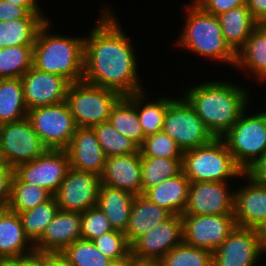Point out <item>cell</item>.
<instances>
[{"label":"cell","instance_id":"816d5d0a","mask_svg":"<svg viewBox=\"0 0 266 266\" xmlns=\"http://www.w3.org/2000/svg\"><path fill=\"white\" fill-rule=\"evenodd\" d=\"M0 266H22V257L2 258Z\"/></svg>","mask_w":266,"mask_h":266},{"label":"cell","instance_id":"83f0119b","mask_svg":"<svg viewBox=\"0 0 266 266\" xmlns=\"http://www.w3.org/2000/svg\"><path fill=\"white\" fill-rule=\"evenodd\" d=\"M147 94L146 90H143L133 95L125 96L137 110L138 119L145 137L162 131L167 106L174 99L171 96H159V98L156 97L155 100L152 99L149 102Z\"/></svg>","mask_w":266,"mask_h":266},{"label":"cell","instance_id":"ee69618b","mask_svg":"<svg viewBox=\"0 0 266 266\" xmlns=\"http://www.w3.org/2000/svg\"><path fill=\"white\" fill-rule=\"evenodd\" d=\"M13 175V168H0V209L8 207Z\"/></svg>","mask_w":266,"mask_h":266},{"label":"cell","instance_id":"60d3db41","mask_svg":"<svg viewBox=\"0 0 266 266\" xmlns=\"http://www.w3.org/2000/svg\"><path fill=\"white\" fill-rule=\"evenodd\" d=\"M113 230L111 223L97 206L81 213V239L93 241Z\"/></svg>","mask_w":266,"mask_h":266},{"label":"cell","instance_id":"7bdbcfd3","mask_svg":"<svg viewBox=\"0 0 266 266\" xmlns=\"http://www.w3.org/2000/svg\"><path fill=\"white\" fill-rule=\"evenodd\" d=\"M203 11L215 16L227 12L230 9L246 5V0H192Z\"/></svg>","mask_w":266,"mask_h":266},{"label":"cell","instance_id":"e0dca14e","mask_svg":"<svg viewBox=\"0 0 266 266\" xmlns=\"http://www.w3.org/2000/svg\"><path fill=\"white\" fill-rule=\"evenodd\" d=\"M28 110L65 101L70 82L64 77L32 66L20 77Z\"/></svg>","mask_w":266,"mask_h":266},{"label":"cell","instance_id":"ac0fdd59","mask_svg":"<svg viewBox=\"0 0 266 266\" xmlns=\"http://www.w3.org/2000/svg\"><path fill=\"white\" fill-rule=\"evenodd\" d=\"M244 177L248 183L234 190L233 215L238 227L255 229L266 220V186Z\"/></svg>","mask_w":266,"mask_h":266},{"label":"cell","instance_id":"7402d4cb","mask_svg":"<svg viewBox=\"0 0 266 266\" xmlns=\"http://www.w3.org/2000/svg\"><path fill=\"white\" fill-rule=\"evenodd\" d=\"M34 253V244L25 235L19 214L8 208L0 209V257H23Z\"/></svg>","mask_w":266,"mask_h":266},{"label":"cell","instance_id":"f546056e","mask_svg":"<svg viewBox=\"0 0 266 266\" xmlns=\"http://www.w3.org/2000/svg\"><path fill=\"white\" fill-rule=\"evenodd\" d=\"M27 113L21 79H0V125L24 119Z\"/></svg>","mask_w":266,"mask_h":266},{"label":"cell","instance_id":"681fc988","mask_svg":"<svg viewBox=\"0 0 266 266\" xmlns=\"http://www.w3.org/2000/svg\"><path fill=\"white\" fill-rule=\"evenodd\" d=\"M255 232L259 241V245L264 254H266V220L261 222L256 228Z\"/></svg>","mask_w":266,"mask_h":266},{"label":"cell","instance_id":"74e56055","mask_svg":"<svg viewBox=\"0 0 266 266\" xmlns=\"http://www.w3.org/2000/svg\"><path fill=\"white\" fill-rule=\"evenodd\" d=\"M72 266H108L111 260L92 241L79 239L61 253Z\"/></svg>","mask_w":266,"mask_h":266},{"label":"cell","instance_id":"d6986e66","mask_svg":"<svg viewBox=\"0 0 266 266\" xmlns=\"http://www.w3.org/2000/svg\"><path fill=\"white\" fill-rule=\"evenodd\" d=\"M81 239V213L60 210L34 243L35 252L62 253Z\"/></svg>","mask_w":266,"mask_h":266},{"label":"cell","instance_id":"5bb4252c","mask_svg":"<svg viewBox=\"0 0 266 266\" xmlns=\"http://www.w3.org/2000/svg\"><path fill=\"white\" fill-rule=\"evenodd\" d=\"M100 177L69 167L54 197L60 210L83 213L97 206Z\"/></svg>","mask_w":266,"mask_h":266},{"label":"cell","instance_id":"4dcf8cb0","mask_svg":"<svg viewBox=\"0 0 266 266\" xmlns=\"http://www.w3.org/2000/svg\"><path fill=\"white\" fill-rule=\"evenodd\" d=\"M111 125L140 147L145 139L135 106L122 96L112 107L109 120Z\"/></svg>","mask_w":266,"mask_h":266},{"label":"cell","instance_id":"277c9868","mask_svg":"<svg viewBox=\"0 0 266 266\" xmlns=\"http://www.w3.org/2000/svg\"><path fill=\"white\" fill-rule=\"evenodd\" d=\"M184 7L185 25L176 40V46L207 59H213L235 68L237 54L226 43L218 17L203 11L192 0Z\"/></svg>","mask_w":266,"mask_h":266},{"label":"cell","instance_id":"db71d44e","mask_svg":"<svg viewBox=\"0 0 266 266\" xmlns=\"http://www.w3.org/2000/svg\"><path fill=\"white\" fill-rule=\"evenodd\" d=\"M131 266H159L157 262L134 261Z\"/></svg>","mask_w":266,"mask_h":266},{"label":"cell","instance_id":"bcb514c9","mask_svg":"<svg viewBox=\"0 0 266 266\" xmlns=\"http://www.w3.org/2000/svg\"><path fill=\"white\" fill-rule=\"evenodd\" d=\"M252 18L257 22H266V0H246Z\"/></svg>","mask_w":266,"mask_h":266},{"label":"cell","instance_id":"30bf717a","mask_svg":"<svg viewBox=\"0 0 266 266\" xmlns=\"http://www.w3.org/2000/svg\"><path fill=\"white\" fill-rule=\"evenodd\" d=\"M0 148L7 165L13 169L47 150L27 117L0 125Z\"/></svg>","mask_w":266,"mask_h":266},{"label":"cell","instance_id":"9a60e30c","mask_svg":"<svg viewBox=\"0 0 266 266\" xmlns=\"http://www.w3.org/2000/svg\"><path fill=\"white\" fill-rule=\"evenodd\" d=\"M229 185V182H191L182 215H233L234 191L229 190Z\"/></svg>","mask_w":266,"mask_h":266},{"label":"cell","instance_id":"f35d334b","mask_svg":"<svg viewBox=\"0 0 266 266\" xmlns=\"http://www.w3.org/2000/svg\"><path fill=\"white\" fill-rule=\"evenodd\" d=\"M141 157H162L166 159H182L183 151L176 141L164 132L146 136L139 147Z\"/></svg>","mask_w":266,"mask_h":266},{"label":"cell","instance_id":"7c38bea8","mask_svg":"<svg viewBox=\"0 0 266 266\" xmlns=\"http://www.w3.org/2000/svg\"><path fill=\"white\" fill-rule=\"evenodd\" d=\"M69 167V156L66 150L47 149L35 160L19 164L14 169V174L22 182L43 187L54 196Z\"/></svg>","mask_w":266,"mask_h":266},{"label":"cell","instance_id":"cb8c5ba5","mask_svg":"<svg viewBox=\"0 0 266 266\" xmlns=\"http://www.w3.org/2000/svg\"><path fill=\"white\" fill-rule=\"evenodd\" d=\"M235 67L248 72L245 74H253L259 83H266V22L257 23L244 47L237 53Z\"/></svg>","mask_w":266,"mask_h":266},{"label":"cell","instance_id":"4fadbf2b","mask_svg":"<svg viewBox=\"0 0 266 266\" xmlns=\"http://www.w3.org/2000/svg\"><path fill=\"white\" fill-rule=\"evenodd\" d=\"M183 243L181 215H171L131 244L136 261L158 262L171 249Z\"/></svg>","mask_w":266,"mask_h":266},{"label":"cell","instance_id":"5b68a950","mask_svg":"<svg viewBox=\"0 0 266 266\" xmlns=\"http://www.w3.org/2000/svg\"><path fill=\"white\" fill-rule=\"evenodd\" d=\"M182 171L190 182H230L245 173L222 138L183 152Z\"/></svg>","mask_w":266,"mask_h":266},{"label":"cell","instance_id":"4316f807","mask_svg":"<svg viewBox=\"0 0 266 266\" xmlns=\"http://www.w3.org/2000/svg\"><path fill=\"white\" fill-rule=\"evenodd\" d=\"M217 17L226 43L237 54L256 28L257 22L246 5L230 9Z\"/></svg>","mask_w":266,"mask_h":266},{"label":"cell","instance_id":"603a6c76","mask_svg":"<svg viewBox=\"0 0 266 266\" xmlns=\"http://www.w3.org/2000/svg\"><path fill=\"white\" fill-rule=\"evenodd\" d=\"M190 183L181 171L172 178L149 188L142 195L172 215H182L187 206Z\"/></svg>","mask_w":266,"mask_h":266},{"label":"cell","instance_id":"484cf974","mask_svg":"<svg viewBox=\"0 0 266 266\" xmlns=\"http://www.w3.org/2000/svg\"><path fill=\"white\" fill-rule=\"evenodd\" d=\"M135 195L100 183L97 207L105 214L114 230L125 232Z\"/></svg>","mask_w":266,"mask_h":266},{"label":"cell","instance_id":"11a10c76","mask_svg":"<svg viewBox=\"0 0 266 266\" xmlns=\"http://www.w3.org/2000/svg\"><path fill=\"white\" fill-rule=\"evenodd\" d=\"M0 168H12L7 165L1 148H0Z\"/></svg>","mask_w":266,"mask_h":266},{"label":"cell","instance_id":"ffe728a7","mask_svg":"<svg viewBox=\"0 0 266 266\" xmlns=\"http://www.w3.org/2000/svg\"><path fill=\"white\" fill-rule=\"evenodd\" d=\"M100 183L106 186L142 195L141 154L106 157Z\"/></svg>","mask_w":266,"mask_h":266},{"label":"cell","instance_id":"8fae6325","mask_svg":"<svg viewBox=\"0 0 266 266\" xmlns=\"http://www.w3.org/2000/svg\"><path fill=\"white\" fill-rule=\"evenodd\" d=\"M183 242L212 253L237 227L234 215H181Z\"/></svg>","mask_w":266,"mask_h":266},{"label":"cell","instance_id":"3957f363","mask_svg":"<svg viewBox=\"0 0 266 266\" xmlns=\"http://www.w3.org/2000/svg\"><path fill=\"white\" fill-rule=\"evenodd\" d=\"M51 25V20L47 19L37 33L33 46V66L62 76L70 83L83 81L85 38L51 33Z\"/></svg>","mask_w":266,"mask_h":266},{"label":"cell","instance_id":"8992f818","mask_svg":"<svg viewBox=\"0 0 266 266\" xmlns=\"http://www.w3.org/2000/svg\"><path fill=\"white\" fill-rule=\"evenodd\" d=\"M247 110L222 137L235 162L244 172L266 153V110L253 115H248Z\"/></svg>","mask_w":266,"mask_h":266},{"label":"cell","instance_id":"52a82bcc","mask_svg":"<svg viewBox=\"0 0 266 266\" xmlns=\"http://www.w3.org/2000/svg\"><path fill=\"white\" fill-rule=\"evenodd\" d=\"M121 97L114 90L81 81L70 83L65 101L77 127L93 128L109 120L112 107Z\"/></svg>","mask_w":266,"mask_h":266},{"label":"cell","instance_id":"7dc6e473","mask_svg":"<svg viewBox=\"0 0 266 266\" xmlns=\"http://www.w3.org/2000/svg\"><path fill=\"white\" fill-rule=\"evenodd\" d=\"M42 266H72L61 253L42 252Z\"/></svg>","mask_w":266,"mask_h":266},{"label":"cell","instance_id":"c3c4849f","mask_svg":"<svg viewBox=\"0 0 266 266\" xmlns=\"http://www.w3.org/2000/svg\"><path fill=\"white\" fill-rule=\"evenodd\" d=\"M18 6L25 7L30 13H43L37 0H5Z\"/></svg>","mask_w":266,"mask_h":266},{"label":"cell","instance_id":"9c48e42d","mask_svg":"<svg viewBox=\"0 0 266 266\" xmlns=\"http://www.w3.org/2000/svg\"><path fill=\"white\" fill-rule=\"evenodd\" d=\"M27 118L47 149L68 148L77 126L66 101L32 108Z\"/></svg>","mask_w":266,"mask_h":266},{"label":"cell","instance_id":"8d00e7d4","mask_svg":"<svg viewBox=\"0 0 266 266\" xmlns=\"http://www.w3.org/2000/svg\"><path fill=\"white\" fill-rule=\"evenodd\" d=\"M157 263L159 266H213L212 252L183 242L171 249Z\"/></svg>","mask_w":266,"mask_h":266},{"label":"cell","instance_id":"d6a6232c","mask_svg":"<svg viewBox=\"0 0 266 266\" xmlns=\"http://www.w3.org/2000/svg\"><path fill=\"white\" fill-rule=\"evenodd\" d=\"M182 171V159L141 157L142 194Z\"/></svg>","mask_w":266,"mask_h":266},{"label":"cell","instance_id":"836d02e7","mask_svg":"<svg viewBox=\"0 0 266 266\" xmlns=\"http://www.w3.org/2000/svg\"><path fill=\"white\" fill-rule=\"evenodd\" d=\"M58 211L59 207L53 196L50 200L37 205L33 209L18 213L25 235L33 244L40 238L43 231L54 219Z\"/></svg>","mask_w":266,"mask_h":266},{"label":"cell","instance_id":"d4e9b609","mask_svg":"<svg viewBox=\"0 0 266 266\" xmlns=\"http://www.w3.org/2000/svg\"><path fill=\"white\" fill-rule=\"evenodd\" d=\"M171 215L168 210L149 201L145 196L136 195L131 206L128 226L124 232L128 243L131 245L137 238Z\"/></svg>","mask_w":266,"mask_h":266},{"label":"cell","instance_id":"f907efd6","mask_svg":"<svg viewBox=\"0 0 266 266\" xmlns=\"http://www.w3.org/2000/svg\"><path fill=\"white\" fill-rule=\"evenodd\" d=\"M22 266H42V252H35L31 256H23Z\"/></svg>","mask_w":266,"mask_h":266},{"label":"cell","instance_id":"2e32d148","mask_svg":"<svg viewBox=\"0 0 266 266\" xmlns=\"http://www.w3.org/2000/svg\"><path fill=\"white\" fill-rule=\"evenodd\" d=\"M263 255L255 229L237 226L212 253V265L257 266Z\"/></svg>","mask_w":266,"mask_h":266},{"label":"cell","instance_id":"f1b7e54d","mask_svg":"<svg viewBox=\"0 0 266 266\" xmlns=\"http://www.w3.org/2000/svg\"><path fill=\"white\" fill-rule=\"evenodd\" d=\"M49 18H21L0 22V49L11 46H34L40 27Z\"/></svg>","mask_w":266,"mask_h":266},{"label":"cell","instance_id":"f5cc1de1","mask_svg":"<svg viewBox=\"0 0 266 266\" xmlns=\"http://www.w3.org/2000/svg\"><path fill=\"white\" fill-rule=\"evenodd\" d=\"M135 259L131 256V254L120 260L111 261L108 266H131Z\"/></svg>","mask_w":266,"mask_h":266},{"label":"cell","instance_id":"b9f144b4","mask_svg":"<svg viewBox=\"0 0 266 266\" xmlns=\"http://www.w3.org/2000/svg\"><path fill=\"white\" fill-rule=\"evenodd\" d=\"M21 18H49L43 13H30L25 7L0 0V22Z\"/></svg>","mask_w":266,"mask_h":266},{"label":"cell","instance_id":"44dd1931","mask_svg":"<svg viewBox=\"0 0 266 266\" xmlns=\"http://www.w3.org/2000/svg\"><path fill=\"white\" fill-rule=\"evenodd\" d=\"M66 151L70 167L96 174L99 177L102 175L106 156L93 128L76 127Z\"/></svg>","mask_w":266,"mask_h":266},{"label":"cell","instance_id":"f6af8a7d","mask_svg":"<svg viewBox=\"0 0 266 266\" xmlns=\"http://www.w3.org/2000/svg\"><path fill=\"white\" fill-rule=\"evenodd\" d=\"M255 182L266 186V153L246 172Z\"/></svg>","mask_w":266,"mask_h":266},{"label":"cell","instance_id":"1f68e13d","mask_svg":"<svg viewBox=\"0 0 266 266\" xmlns=\"http://www.w3.org/2000/svg\"><path fill=\"white\" fill-rule=\"evenodd\" d=\"M53 195L43 187L22 182L15 174L12 178L11 195L8 204L10 211L21 213L50 200Z\"/></svg>","mask_w":266,"mask_h":266},{"label":"cell","instance_id":"d590c367","mask_svg":"<svg viewBox=\"0 0 266 266\" xmlns=\"http://www.w3.org/2000/svg\"><path fill=\"white\" fill-rule=\"evenodd\" d=\"M93 129L106 157L133 154L139 151V147L118 132L109 121L99 123Z\"/></svg>","mask_w":266,"mask_h":266},{"label":"cell","instance_id":"e575fe53","mask_svg":"<svg viewBox=\"0 0 266 266\" xmlns=\"http://www.w3.org/2000/svg\"><path fill=\"white\" fill-rule=\"evenodd\" d=\"M33 66V46L0 49V79L20 78Z\"/></svg>","mask_w":266,"mask_h":266},{"label":"cell","instance_id":"ab89813d","mask_svg":"<svg viewBox=\"0 0 266 266\" xmlns=\"http://www.w3.org/2000/svg\"><path fill=\"white\" fill-rule=\"evenodd\" d=\"M109 260L124 259L131 254V245L124 232L113 230L92 241Z\"/></svg>","mask_w":266,"mask_h":266},{"label":"cell","instance_id":"6da1fadb","mask_svg":"<svg viewBox=\"0 0 266 266\" xmlns=\"http://www.w3.org/2000/svg\"><path fill=\"white\" fill-rule=\"evenodd\" d=\"M102 8L89 36H83V81L114 90L121 96L141 92L145 88L139 77L138 58L131 37L123 30L115 12L110 7Z\"/></svg>","mask_w":266,"mask_h":266},{"label":"cell","instance_id":"ba28073f","mask_svg":"<svg viewBox=\"0 0 266 266\" xmlns=\"http://www.w3.org/2000/svg\"><path fill=\"white\" fill-rule=\"evenodd\" d=\"M167 106L162 132L173 138L185 152L212 141L215 137L208 130L195 110L181 95Z\"/></svg>","mask_w":266,"mask_h":266},{"label":"cell","instance_id":"7a4b0ae2","mask_svg":"<svg viewBox=\"0 0 266 266\" xmlns=\"http://www.w3.org/2000/svg\"><path fill=\"white\" fill-rule=\"evenodd\" d=\"M191 86L182 96L215 138H222L231 129L252 99L250 90L235 82L212 80Z\"/></svg>","mask_w":266,"mask_h":266}]
</instances>
